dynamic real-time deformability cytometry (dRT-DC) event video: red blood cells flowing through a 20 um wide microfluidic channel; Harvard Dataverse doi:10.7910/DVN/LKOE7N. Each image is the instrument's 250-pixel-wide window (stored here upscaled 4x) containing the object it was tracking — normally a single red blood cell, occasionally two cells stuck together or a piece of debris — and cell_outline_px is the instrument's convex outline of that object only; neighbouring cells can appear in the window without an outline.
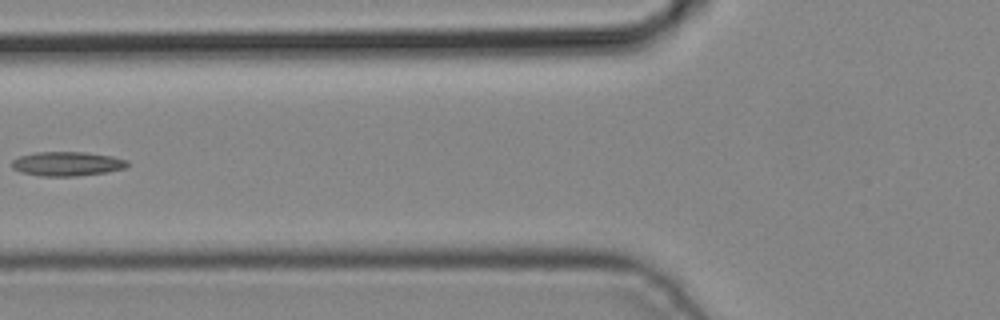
{"species": "common noctule bat (a hibernating species)", "species_latin": "Nyctalus noctula", "temperature_condition": "cold", "stored_images_in_passage": 4, "camera_frame_rate_fps": 3000, "um_per_image_px": 0.085, "animal": {"sex": "male", "body_mass_g": 19.2, "forearm_length_mm": 51.8}, "frame": {"image": 1, "passage_image": 4, "time_ms": 1.0, "image_size_px": [1000, 320], "cell_outline_px": [[128, 164], [124, 168], [108, 172], [76, 176], [40, 176], [20, 172], [12, 168], [12, 160], [20, 156], [36, 152], [84, 152], [112, 156], [128, 160]], "centroid_in_image_um": [5.69, 13.92], "position_along_channel_um": 120.1, "area_um2": 16.36}}